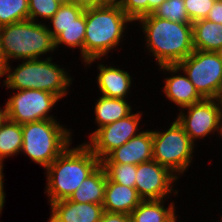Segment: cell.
<instances>
[{
	"label": "cell",
	"instance_id": "1",
	"mask_svg": "<svg viewBox=\"0 0 222 222\" xmlns=\"http://www.w3.org/2000/svg\"><path fill=\"white\" fill-rule=\"evenodd\" d=\"M146 44L159 66L177 65L194 51L192 23L174 22L148 14L139 18Z\"/></svg>",
	"mask_w": 222,
	"mask_h": 222
},
{
	"label": "cell",
	"instance_id": "2",
	"mask_svg": "<svg viewBox=\"0 0 222 222\" xmlns=\"http://www.w3.org/2000/svg\"><path fill=\"white\" fill-rule=\"evenodd\" d=\"M101 161L84 143L75 148H66L47 168V188L50 204L68 199Z\"/></svg>",
	"mask_w": 222,
	"mask_h": 222
},
{
	"label": "cell",
	"instance_id": "3",
	"mask_svg": "<svg viewBox=\"0 0 222 222\" xmlns=\"http://www.w3.org/2000/svg\"><path fill=\"white\" fill-rule=\"evenodd\" d=\"M132 20L117 3H108L85 10L84 62L91 64L118 46Z\"/></svg>",
	"mask_w": 222,
	"mask_h": 222
},
{
	"label": "cell",
	"instance_id": "4",
	"mask_svg": "<svg viewBox=\"0 0 222 222\" xmlns=\"http://www.w3.org/2000/svg\"><path fill=\"white\" fill-rule=\"evenodd\" d=\"M51 58L40 60H25L11 71L9 63L4 65V84L13 90L36 89L50 92L59 99L66 96V90L72 79L65 72V68L51 62Z\"/></svg>",
	"mask_w": 222,
	"mask_h": 222
},
{
	"label": "cell",
	"instance_id": "5",
	"mask_svg": "<svg viewBox=\"0 0 222 222\" xmlns=\"http://www.w3.org/2000/svg\"><path fill=\"white\" fill-rule=\"evenodd\" d=\"M4 65L11 58L33 60L53 52L55 39L45 24L24 20L0 27Z\"/></svg>",
	"mask_w": 222,
	"mask_h": 222
},
{
	"label": "cell",
	"instance_id": "6",
	"mask_svg": "<svg viewBox=\"0 0 222 222\" xmlns=\"http://www.w3.org/2000/svg\"><path fill=\"white\" fill-rule=\"evenodd\" d=\"M23 145L21 152L45 169L71 143V132L55 119L22 124Z\"/></svg>",
	"mask_w": 222,
	"mask_h": 222
},
{
	"label": "cell",
	"instance_id": "7",
	"mask_svg": "<svg viewBox=\"0 0 222 222\" xmlns=\"http://www.w3.org/2000/svg\"><path fill=\"white\" fill-rule=\"evenodd\" d=\"M152 136L153 160L181 175L192 160L195 145L183 127L175 120L167 131H152Z\"/></svg>",
	"mask_w": 222,
	"mask_h": 222
},
{
	"label": "cell",
	"instance_id": "8",
	"mask_svg": "<svg viewBox=\"0 0 222 222\" xmlns=\"http://www.w3.org/2000/svg\"><path fill=\"white\" fill-rule=\"evenodd\" d=\"M203 99H217L222 85V59L217 52L194 50L177 64Z\"/></svg>",
	"mask_w": 222,
	"mask_h": 222
},
{
	"label": "cell",
	"instance_id": "9",
	"mask_svg": "<svg viewBox=\"0 0 222 222\" xmlns=\"http://www.w3.org/2000/svg\"><path fill=\"white\" fill-rule=\"evenodd\" d=\"M59 98L46 91L23 89L14 93L6 103L7 118L19 124L55 119L48 113Z\"/></svg>",
	"mask_w": 222,
	"mask_h": 222
},
{
	"label": "cell",
	"instance_id": "10",
	"mask_svg": "<svg viewBox=\"0 0 222 222\" xmlns=\"http://www.w3.org/2000/svg\"><path fill=\"white\" fill-rule=\"evenodd\" d=\"M140 113L130 114L113 123L104 125L91 133L90 142L85 143L95 156L102 161L113 150L138 135Z\"/></svg>",
	"mask_w": 222,
	"mask_h": 222
},
{
	"label": "cell",
	"instance_id": "11",
	"mask_svg": "<svg viewBox=\"0 0 222 222\" xmlns=\"http://www.w3.org/2000/svg\"><path fill=\"white\" fill-rule=\"evenodd\" d=\"M184 108L188 110V115L180 111L176 120L193 143L195 139H202L211 132H221L222 121L218 99H203Z\"/></svg>",
	"mask_w": 222,
	"mask_h": 222
},
{
	"label": "cell",
	"instance_id": "12",
	"mask_svg": "<svg viewBox=\"0 0 222 222\" xmlns=\"http://www.w3.org/2000/svg\"><path fill=\"white\" fill-rule=\"evenodd\" d=\"M178 178V174L151 160L137 165L135 188L142 200H161L173 192L172 183Z\"/></svg>",
	"mask_w": 222,
	"mask_h": 222
},
{
	"label": "cell",
	"instance_id": "13",
	"mask_svg": "<svg viewBox=\"0 0 222 222\" xmlns=\"http://www.w3.org/2000/svg\"><path fill=\"white\" fill-rule=\"evenodd\" d=\"M152 131H142L128 140L119 148L113 150L101 163L133 164L153 160Z\"/></svg>",
	"mask_w": 222,
	"mask_h": 222
},
{
	"label": "cell",
	"instance_id": "14",
	"mask_svg": "<svg viewBox=\"0 0 222 222\" xmlns=\"http://www.w3.org/2000/svg\"><path fill=\"white\" fill-rule=\"evenodd\" d=\"M51 217L56 222H100L104 213L103 205L77 203L68 199L50 204Z\"/></svg>",
	"mask_w": 222,
	"mask_h": 222
},
{
	"label": "cell",
	"instance_id": "15",
	"mask_svg": "<svg viewBox=\"0 0 222 222\" xmlns=\"http://www.w3.org/2000/svg\"><path fill=\"white\" fill-rule=\"evenodd\" d=\"M159 67L167 72H173L174 76L172 75V77L165 79L163 91L167 98L181 107V109L203 100L187 75L175 76V73L182 71L177 65H161Z\"/></svg>",
	"mask_w": 222,
	"mask_h": 222
},
{
	"label": "cell",
	"instance_id": "16",
	"mask_svg": "<svg viewBox=\"0 0 222 222\" xmlns=\"http://www.w3.org/2000/svg\"><path fill=\"white\" fill-rule=\"evenodd\" d=\"M141 201L136 188L112 182L107 177L103 202L104 211L130 215Z\"/></svg>",
	"mask_w": 222,
	"mask_h": 222
},
{
	"label": "cell",
	"instance_id": "17",
	"mask_svg": "<svg viewBox=\"0 0 222 222\" xmlns=\"http://www.w3.org/2000/svg\"><path fill=\"white\" fill-rule=\"evenodd\" d=\"M97 83L102 96L125 99L131 87V76L127 71L99 64Z\"/></svg>",
	"mask_w": 222,
	"mask_h": 222
},
{
	"label": "cell",
	"instance_id": "18",
	"mask_svg": "<svg viewBox=\"0 0 222 222\" xmlns=\"http://www.w3.org/2000/svg\"><path fill=\"white\" fill-rule=\"evenodd\" d=\"M107 174L100 165L80 184L79 188L70 195L69 201L77 203H95L103 205Z\"/></svg>",
	"mask_w": 222,
	"mask_h": 222
},
{
	"label": "cell",
	"instance_id": "19",
	"mask_svg": "<svg viewBox=\"0 0 222 222\" xmlns=\"http://www.w3.org/2000/svg\"><path fill=\"white\" fill-rule=\"evenodd\" d=\"M194 50L217 52L222 47V24L200 19L192 23Z\"/></svg>",
	"mask_w": 222,
	"mask_h": 222
},
{
	"label": "cell",
	"instance_id": "20",
	"mask_svg": "<svg viewBox=\"0 0 222 222\" xmlns=\"http://www.w3.org/2000/svg\"><path fill=\"white\" fill-rule=\"evenodd\" d=\"M53 30L48 26V31L55 39V48L62 43L69 46V48L79 47L81 50V57L84 60V40H85V10L74 20V23L69 26H52Z\"/></svg>",
	"mask_w": 222,
	"mask_h": 222
},
{
	"label": "cell",
	"instance_id": "21",
	"mask_svg": "<svg viewBox=\"0 0 222 222\" xmlns=\"http://www.w3.org/2000/svg\"><path fill=\"white\" fill-rule=\"evenodd\" d=\"M131 113V106L126 99L101 96L95 105V120L98 128L120 120Z\"/></svg>",
	"mask_w": 222,
	"mask_h": 222
},
{
	"label": "cell",
	"instance_id": "22",
	"mask_svg": "<svg viewBox=\"0 0 222 222\" xmlns=\"http://www.w3.org/2000/svg\"><path fill=\"white\" fill-rule=\"evenodd\" d=\"M164 200H142L131 212V222H166L174 213V204L165 208Z\"/></svg>",
	"mask_w": 222,
	"mask_h": 222
},
{
	"label": "cell",
	"instance_id": "23",
	"mask_svg": "<svg viewBox=\"0 0 222 222\" xmlns=\"http://www.w3.org/2000/svg\"><path fill=\"white\" fill-rule=\"evenodd\" d=\"M22 124L8 118L0 126V168H3V159L17 155L23 145Z\"/></svg>",
	"mask_w": 222,
	"mask_h": 222
},
{
	"label": "cell",
	"instance_id": "24",
	"mask_svg": "<svg viewBox=\"0 0 222 222\" xmlns=\"http://www.w3.org/2000/svg\"><path fill=\"white\" fill-rule=\"evenodd\" d=\"M28 0H0V27L28 20Z\"/></svg>",
	"mask_w": 222,
	"mask_h": 222
},
{
	"label": "cell",
	"instance_id": "25",
	"mask_svg": "<svg viewBox=\"0 0 222 222\" xmlns=\"http://www.w3.org/2000/svg\"><path fill=\"white\" fill-rule=\"evenodd\" d=\"M101 165L112 182L135 188L137 165L127 163H101Z\"/></svg>",
	"mask_w": 222,
	"mask_h": 222
},
{
	"label": "cell",
	"instance_id": "26",
	"mask_svg": "<svg viewBox=\"0 0 222 222\" xmlns=\"http://www.w3.org/2000/svg\"><path fill=\"white\" fill-rule=\"evenodd\" d=\"M152 14L174 22L192 23L186 13L184 0H166Z\"/></svg>",
	"mask_w": 222,
	"mask_h": 222
},
{
	"label": "cell",
	"instance_id": "27",
	"mask_svg": "<svg viewBox=\"0 0 222 222\" xmlns=\"http://www.w3.org/2000/svg\"><path fill=\"white\" fill-rule=\"evenodd\" d=\"M28 3V19L35 21L38 16L50 20L63 2L60 0H28Z\"/></svg>",
	"mask_w": 222,
	"mask_h": 222
},
{
	"label": "cell",
	"instance_id": "28",
	"mask_svg": "<svg viewBox=\"0 0 222 222\" xmlns=\"http://www.w3.org/2000/svg\"><path fill=\"white\" fill-rule=\"evenodd\" d=\"M84 10L72 2H63L55 15L50 19L53 26H69Z\"/></svg>",
	"mask_w": 222,
	"mask_h": 222
},
{
	"label": "cell",
	"instance_id": "29",
	"mask_svg": "<svg viewBox=\"0 0 222 222\" xmlns=\"http://www.w3.org/2000/svg\"><path fill=\"white\" fill-rule=\"evenodd\" d=\"M216 0H184L186 13L193 23L206 19Z\"/></svg>",
	"mask_w": 222,
	"mask_h": 222
},
{
	"label": "cell",
	"instance_id": "30",
	"mask_svg": "<svg viewBox=\"0 0 222 222\" xmlns=\"http://www.w3.org/2000/svg\"><path fill=\"white\" fill-rule=\"evenodd\" d=\"M117 4L132 21L148 15V0H118Z\"/></svg>",
	"mask_w": 222,
	"mask_h": 222
},
{
	"label": "cell",
	"instance_id": "31",
	"mask_svg": "<svg viewBox=\"0 0 222 222\" xmlns=\"http://www.w3.org/2000/svg\"><path fill=\"white\" fill-rule=\"evenodd\" d=\"M100 222H131L129 214L104 211Z\"/></svg>",
	"mask_w": 222,
	"mask_h": 222
},
{
	"label": "cell",
	"instance_id": "32",
	"mask_svg": "<svg viewBox=\"0 0 222 222\" xmlns=\"http://www.w3.org/2000/svg\"><path fill=\"white\" fill-rule=\"evenodd\" d=\"M206 19L211 22L222 24V3L221 2H219L218 0L215 1Z\"/></svg>",
	"mask_w": 222,
	"mask_h": 222
},
{
	"label": "cell",
	"instance_id": "33",
	"mask_svg": "<svg viewBox=\"0 0 222 222\" xmlns=\"http://www.w3.org/2000/svg\"><path fill=\"white\" fill-rule=\"evenodd\" d=\"M83 10L99 7L103 5V0H70Z\"/></svg>",
	"mask_w": 222,
	"mask_h": 222
},
{
	"label": "cell",
	"instance_id": "34",
	"mask_svg": "<svg viewBox=\"0 0 222 222\" xmlns=\"http://www.w3.org/2000/svg\"><path fill=\"white\" fill-rule=\"evenodd\" d=\"M3 168H0V214H1V212H2V208L4 207V203H5V192H4V190H3V188H4V182H3V177H4V175H3V170H2Z\"/></svg>",
	"mask_w": 222,
	"mask_h": 222
},
{
	"label": "cell",
	"instance_id": "35",
	"mask_svg": "<svg viewBox=\"0 0 222 222\" xmlns=\"http://www.w3.org/2000/svg\"><path fill=\"white\" fill-rule=\"evenodd\" d=\"M165 1L166 0H148V14H152L153 11Z\"/></svg>",
	"mask_w": 222,
	"mask_h": 222
},
{
	"label": "cell",
	"instance_id": "36",
	"mask_svg": "<svg viewBox=\"0 0 222 222\" xmlns=\"http://www.w3.org/2000/svg\"><path fill=\"white\" fill-rule=\"evenodd\" d=\"M7 119L6 105L4 109H0V126Z\"/></svg>",
	"mask_w": 222,
	"mask_h": 222
},
{
	"label": "cell",
	"instance_id": "37",
	"mask_svg": "<svg viewBox=\"0 0 222 222\" xmlns=\"http://www.w3.org/2000/svg\"><path fill=\"white\" fill-rule=\"evenodd\" d=\"M0 62L4 65V55H3L2 44H1V36H0Z\"/></svg>",
	"mask_w": 222,
	"mask_h": 222
},
{
	"label": "cell",
	"instance_id": "38",
	"mask_svg": "<svg viewBox=\"0 0 222 222\" xmlns=\"http://www.w3.org/2000/svg\"><path fill=\"white\" fill-rule=\"evenodd\" d=\"M218 102L220 104V110H221V121H222V92H219V95H218Z\"/></svg>",
	"mask_w": 222,
	"mask_h": 222
},
{
	"label": "cell",
	"instance_id": "39",
	"mask_svg": "<svg viewBox=\"0 0 222 222\" xmlns=\"http://www.w3.org/2000/svg\"><path fill=\"white\" fill-rule=\"evenodd\" d=\"M176 220V215L174 213L166 222H176Z\"/></svg>",
	"mask_w": 222,
	"mask_h": 222
},
{
	"label": "cell",
	"instance_id": "40",
	"mask_svg": "<svg viewBox=\"0 0 222 222\" xmlns=\"http://www.w3.org/2000/svg\"><path fill=\"white\" fill-rule=\"evenodd\" d=\"M4 76V65L0 62V77Z\"/></svg>",
	"mask_w": 222,
	"mask_h": 222
},
{
	"label": "cell",
	"instance_id": "41",
	"mask_svg": "<svg viewBox=\"0 0 222 222\" xmlns=\"http://www.w3.org/2000/svg\"><path fill=\"white\" fill-rule=\"evenodd\" d=\"M118 0H103V5L108 3H117Z\"/></svg>",
	"mask_w": 222,
	"mask_h": 222
},
{
	"label": "cell",
	"instance_id": "42",
	"mask_svg": "<svg viewBox=\"0 0 222 222\" xmlns=\"http://www.w3.org/2000/svg\"><path fill=\"white\" fill-rule=\"evenodd\" d=\"M217 53L219 54L220 58L222 59V47L217 51Z\"/></svg>",
	"mask_w": 222,
	"mask_h": 222
},
{
	"label": "cell",
	"instance_id": "43",
	"mask_svg": "<svg viewBox=\"0 0 222 222\" xmlns=\"http://www.w3.org/2000/svg\"><path fill=\"white\" fill-rule=\"evenodd\" d=\"M48 222H56L51 216Z\"/></svg>",
	"mask_w": 222,
	"mask_h": 222
},
{
	"label": "cell",
	"instance_id": "44",
	"mask_svg": "<svg viewBox=\"0 0 222 222\" xmlns=\"http://www.w3.org/2000/svg\"><path fill=\"white\" fill-rule=\"evenodd\" d=\"M61 2H70V0H60Z\"/></svg>",
	"mask_w": 222,
	"mask_h": 222
}]
</instances>
